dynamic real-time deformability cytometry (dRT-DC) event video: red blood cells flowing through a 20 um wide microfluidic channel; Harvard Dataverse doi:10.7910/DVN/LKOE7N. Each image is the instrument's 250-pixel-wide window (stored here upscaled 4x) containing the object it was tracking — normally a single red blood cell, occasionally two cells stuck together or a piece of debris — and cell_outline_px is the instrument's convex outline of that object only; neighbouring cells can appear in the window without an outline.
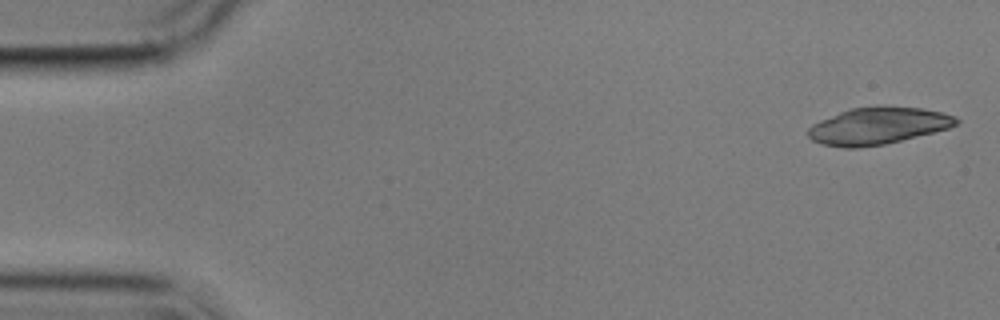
{"species": "common noctule bat (a hibernating species)", "species_latin": "Nyctalus noctula", "temperature_condition": "cold", "stored_images_in_passage": 3, "camera_frame_rate_fps": 3000, "um_per_image_px": 0.085, "animal": {"sex": "male", "body_mass_g": 17.9}, "frame": {"image": 1, "passage_image": 1, "time_ms": 0.0, "image_size_px": [1000, 320], "cell_outline_px": [[960, 124], [948, 128], [884, 144], [860, 148], [844, 148], [820, 144], [812, 140], [808, 136], [808, 128], [812, 124], [820, 120], [840, 112], [852, 108], [876, 104], [884, 104], [920, 108], [940, 112], [956, 116], [960, 120]], "centroid_in_image_um": [74.62, 10.68], "position_along_channel_um": 10.4, "area_um2": 32.31}}